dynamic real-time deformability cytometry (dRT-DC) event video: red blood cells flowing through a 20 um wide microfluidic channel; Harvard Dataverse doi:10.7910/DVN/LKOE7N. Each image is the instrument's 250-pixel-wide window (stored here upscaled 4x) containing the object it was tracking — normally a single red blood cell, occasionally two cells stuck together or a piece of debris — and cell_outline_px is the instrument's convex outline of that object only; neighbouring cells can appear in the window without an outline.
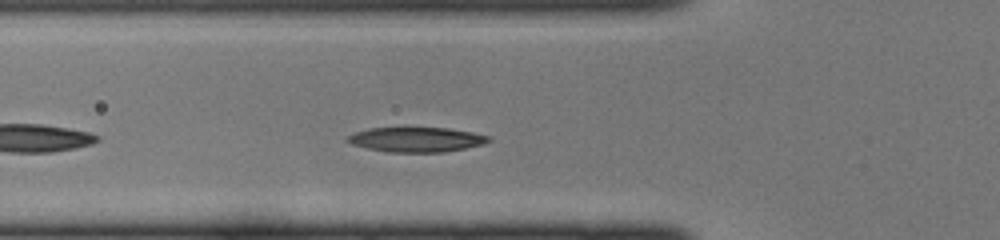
{"species": "common noctule bat (a hibernating species)", "species_latin": "Nyctalus noctula", "temperature_condition": "cold", "stored_images_in_passage": 26, "camera_frame_rate_fps": 3000, "um_per_image_px": 0.085, "animal": {"sex": "female", "body_mass_g": 22.0, "forearm_length_mm": 56.7}, "frame": {"image": 1, "passage_image": 5, "time_ms": 1.333, "image_size_px": [1000, 240], "cell_outline_px": [[492, 140], [484, 144], [444, 152], [388, 152], [368, 148], [352, 144], [344, 140], [348, 136], [356, 132], [368, 128], [404, 124], [448, 128], [472, 132], [488, 136]], "centroid_in_image_um": [35.34, 11.8], "position_along_channel_um": 90.5, "area_um2": 21.39}}
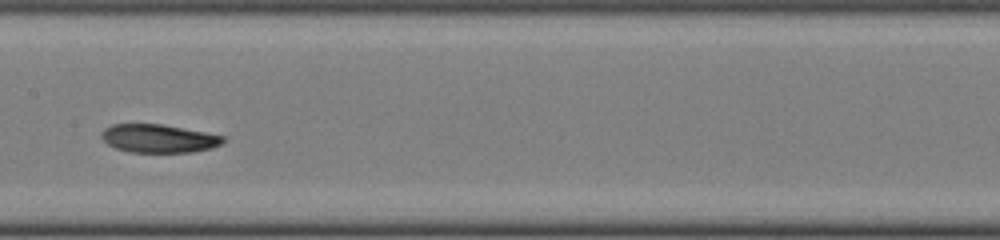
{"frame": {"image": 2, "passage_image": 12, "time_ms": 3.667, "image_size_px": [1000, 240], "cell_outline_px": [[224, 140], [220, 144], [212, 148], [192, 152], [128, 152], [116, 148], [108, 144], [100, 136], [100, 132], [104, 128], [112, 124], [160, 124], [204, 132], [224, 136]], "centroid_in_image_um": [13.44, 11.77], "position_along_channel_um": 194.0, "area_um2": 19.94}}
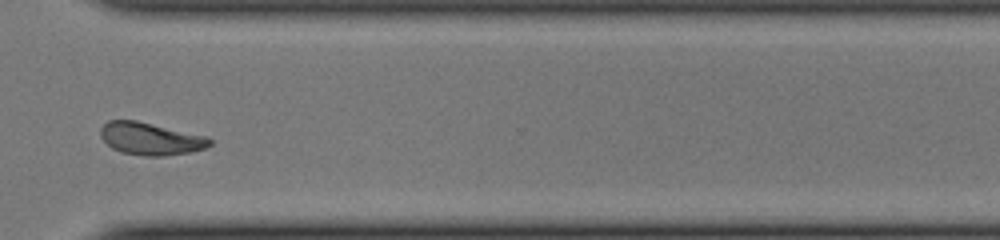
{"frame": {"image": 3, "passage_image": 23, "time_ms": 7.333, "image_size_px": [1000, 240], "cell_outline_px": [[212, 144], [208, 148], [192, 152], [164, 156], [144, 156], [120, 152], [112, 148], [100, 136], [100, 128], [108, 120], [136, 120], [208, 136], [212, 140]], "centroid_in_image_um": [12.84, 11.8], "position_along_channel_um": 357.8, "area_um2": 20.92}}